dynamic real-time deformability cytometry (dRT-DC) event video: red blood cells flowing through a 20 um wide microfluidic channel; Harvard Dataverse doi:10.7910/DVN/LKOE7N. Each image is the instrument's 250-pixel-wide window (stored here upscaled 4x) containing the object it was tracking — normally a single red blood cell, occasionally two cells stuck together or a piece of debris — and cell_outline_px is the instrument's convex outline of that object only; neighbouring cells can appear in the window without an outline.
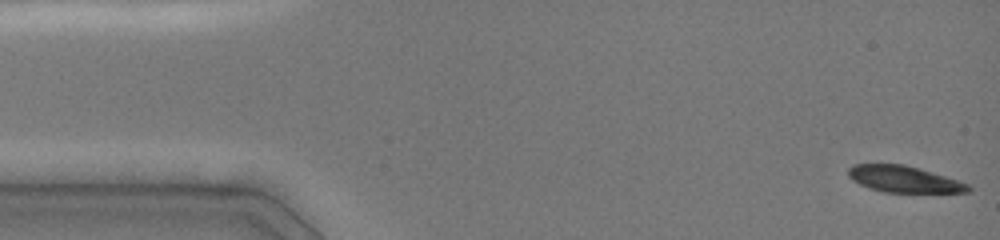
{"species": "common noctule bat (a hibernating species)", "species_latin": "Nyctalus noctula", "temperature_condition": "cold", "stored_images_in_passage": 47, "camera_frame_rate_fps": 3000, "um_per_image_px": 0.085, "animal": {"sex": "female", "body_mass_g": 19.0, "forearm_length_mm": 51.5}, "frame": {"image": 1, "passage_image": 1, "time_ms": 0.0, "image_size_px": [1000, 240], "cell_outline_px": [[972, 192], [884, 192], [868, 188], [852, 180], [848, 176], [848, 168], [852, 164], [904, 164], [944, 176], [968, 184], [972, 188]], "centroid_in_image_um": [76.79, 15.23], "position_along_channel_um": 8.2, "area_um2": 18.32}}
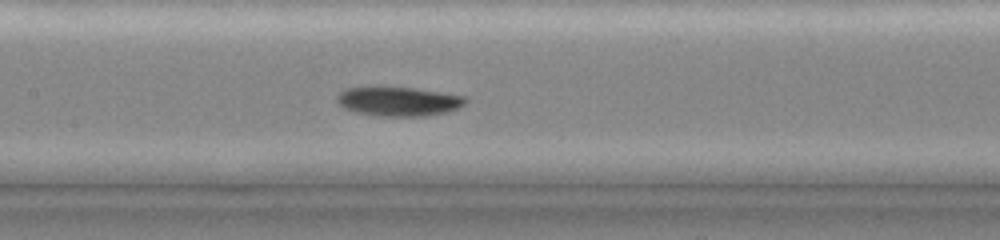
{"frame": {"image": 2, "passage_image": 22, "time_ms": 7.0, "image_size_px": [1000, 240], "cell_outline_px": [[468, 100], [464, 104], [448, 112], [424, 116], [380, 116], [356, 112], [344, 108], [336, 100], [336, 96], [340, 92], [348, 88], [368, 84], [416, 88], [468, 96]], "centroid_in_image_um": [33.85, 8.57], "position_along_channel_um": 173.6, "area_um2": 22.66}}
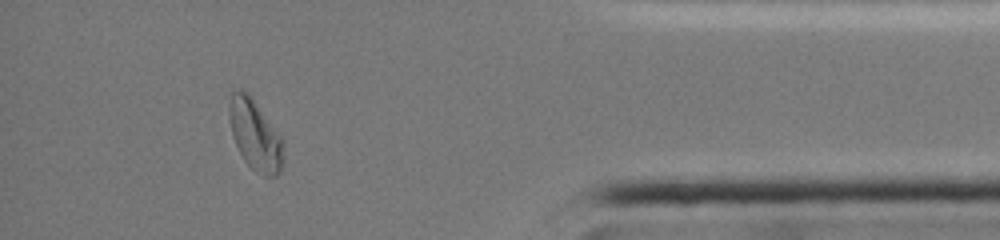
{"frame": {"image": 3, "passage_image": 42, "time_ms": 13.667, "image_size_px": [1000, 240], "cell_outline_px": [[284, 164], [280, 172], [276, 176], [264, 176], [256, 172], [244, 160], [232, 136], [228, 112], [228, 104], [232, 92], [240, 88], [252, 100], [284, 140]], "centroid_in_image_um": [21.7, 11.53], "position_along_channel_um": 413.5, "area_um2": 22.08}}